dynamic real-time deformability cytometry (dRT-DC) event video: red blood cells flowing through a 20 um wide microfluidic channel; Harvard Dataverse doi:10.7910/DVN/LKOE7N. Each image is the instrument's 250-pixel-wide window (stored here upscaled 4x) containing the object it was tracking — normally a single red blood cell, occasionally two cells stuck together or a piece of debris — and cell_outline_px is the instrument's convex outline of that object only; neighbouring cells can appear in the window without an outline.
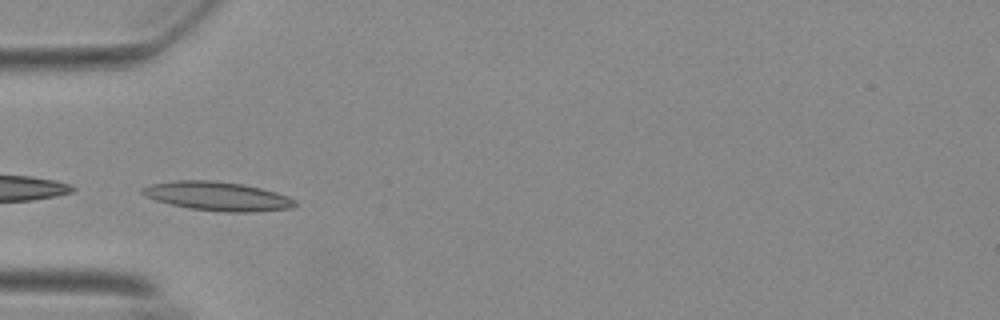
{"species": "Egyptian fruit bat (a non-hibernating species)", "species_latin": "Rousettus aegyptiacus", "temperature_condition": "warm", "stored_images_in_passage": 34, "camera_frame_rate_fps": 3000, "um_per_image_px": 0.085, "animal": {"sex": "female"}, "frame": {"image": 1, "passage_image": 12, "time_ms": 3.667, "image_size_px": [1000, 320], "cell_outline_px": [[296, 204], [292, 208], [252, 212], [224, 212], [188, 208], [156, 200], [144, 196], [140, 192], [140, 188], [148, 184], [180, 180], [208, 180], [240, 184], [260, 188], [276, 192], [288, 196], [296, 200]], "centroid_in_image_um": [18.46, 16.68], "position_along_channel_um": 66.5, "area_um2": 25.66}}
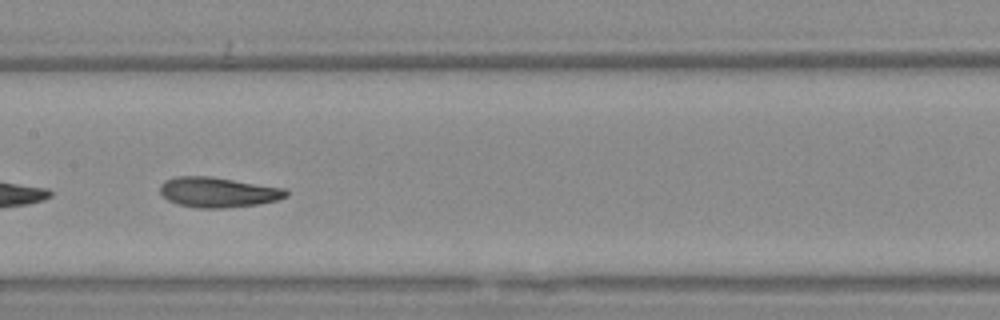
{"frame": {"image": 2, "passage_image": 22, "time_ms": 7.0, "image_size_px": [1000, 320], "cell_outline_px": [[288, 196], [276, 200], [260, 204], [228, 208], [196, 208], [176, 204], [168, 200], [160, 192], [160, 184], [164, 180], [176, 176], [208, 176], [284, 188], [288, 192]], "centroid_in_image_um": [18.5, 16.35], "position_along_channel_um": 188.9, "area_um2": 22.2}}
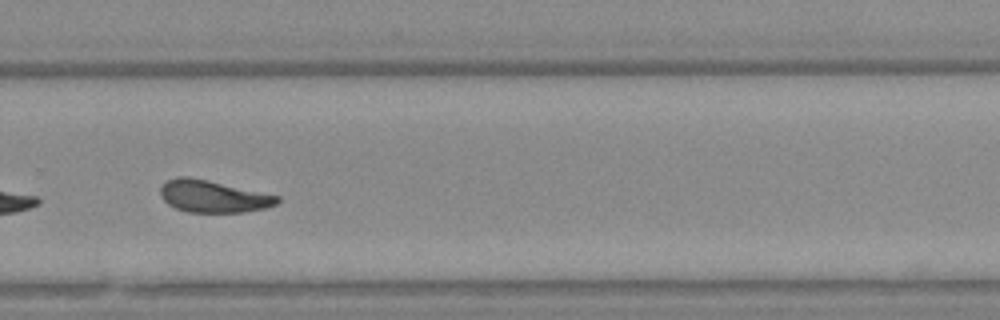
{"frame": {"image": 3, "passage_image": 32, "time_ms": 10.333, "image_size_px": [1000, 320], "cell_outline_px": [[280, 200], [276, 204], [264, 208], [244, 212], [188, 212], [176, 208], [168, 204], [160, 196], [160, 188], [168, 180], [180, 176], [188, 176], [280, 196]], "centroid_in_image_um": [18.1, 16.69], "position_along_channel_um": 311.7, "area_um2": 21.62}}